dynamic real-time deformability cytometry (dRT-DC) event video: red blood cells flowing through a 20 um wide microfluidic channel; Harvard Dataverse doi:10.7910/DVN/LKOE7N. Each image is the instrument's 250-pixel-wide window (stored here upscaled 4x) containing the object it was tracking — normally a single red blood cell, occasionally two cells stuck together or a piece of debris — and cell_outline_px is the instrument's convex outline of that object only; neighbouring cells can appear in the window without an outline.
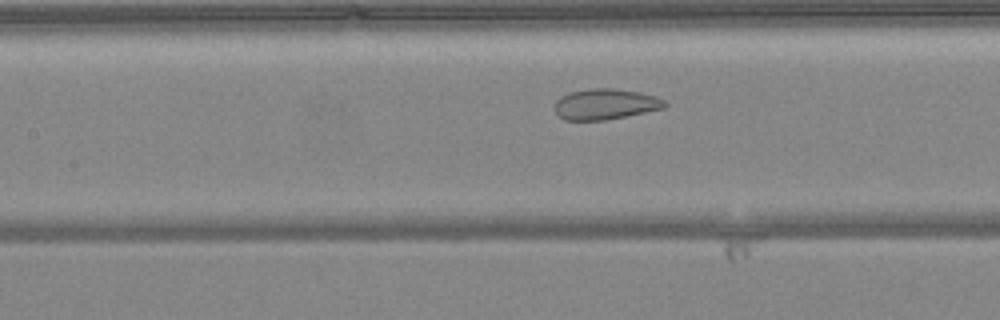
{"species": "common noctule bat (a hibernating species)", "species_latin": "Nyctalus noctula", "temperature_condition": "warm", "stored_images_in_passage": 43, "camera_frame_rate_fps": 3000, "um_per_image_px": 0.085, "animal": {"sex": "female", "body_mass_g": 24.6, "forearm_length_mm": 56.2}, "frame": {"image": 1, "passage_image": 16, "time_ms": 5.0, "image_size_px": [1000, 320], "cell_outline_px": [[668, 104], [664, 108], [604, 120], [564, 120], [552, 108], [556, 100], [560, 96], [572, 92], [588, 88], [612, 88], [640, 92], [656, 96], [664, 100]], "centroid_in_image_um": [51.43, 8.84], "position_along_channel_um": 156.0, "area_um2": 19.71}}
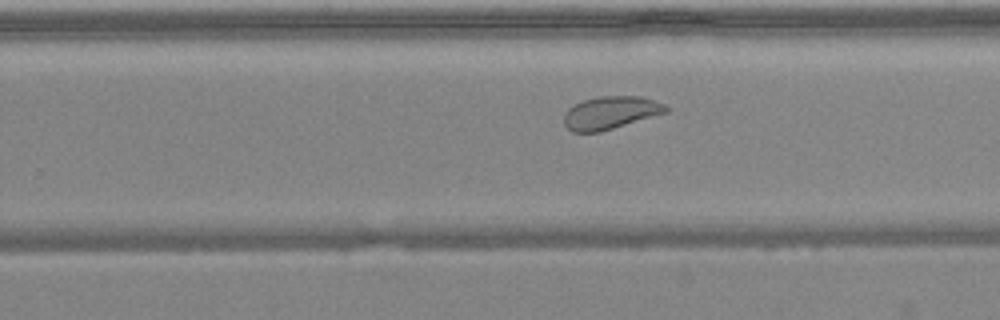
{"frame": {"image": 2, "passage_image": 25, "time_ms": 8.0, "image_size_px": [1000, 320], "cell_outline_px": [[668, 112], [600, 132], [572, 132], [564, 124], [564, 116], [568, 108], [584, 100], [600, 96], [640, 96], [664, 104], [668, 108]], "centroid_in_image_um": [51.89, 9.59], "position_along_channel_um": 277.9, "area_um2": 19.31}}
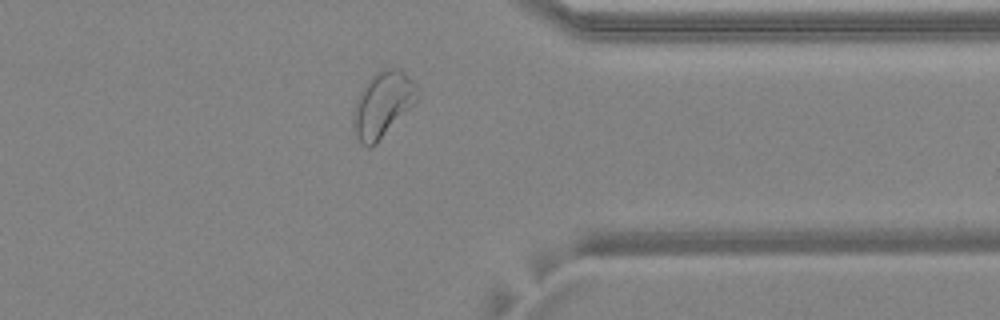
{"frame": {"image": 3, "passage_image": 33, "time_ms": 10.667, "image_size_px": [1000, 320], "cell_outline_px": [[420, 96], [376, 144], [372, 148], [368, 148], [360, 144], [356, 136], [352, 124], [352, 112], [356, 100], [360, 92], [368, 80], [376, 72], [384, 68], [392, 68], [404, 72], [420, 88]], "centroid_in_image_um": [32.5, 8.89], "position_along_channel_um": 378.9, "area_um2": 24.39}, "authors_computed_cell_mechanics": {"area_um2": 22.7154, "velocity_mm_per_s": 4.0832, "shape_relaxation_time_tau1_ms": null, "shape_relaxation_time_tau2_ms": 0.945, "deformation_change_tau1": null, "deformation_change_tau2": 0.0754}}